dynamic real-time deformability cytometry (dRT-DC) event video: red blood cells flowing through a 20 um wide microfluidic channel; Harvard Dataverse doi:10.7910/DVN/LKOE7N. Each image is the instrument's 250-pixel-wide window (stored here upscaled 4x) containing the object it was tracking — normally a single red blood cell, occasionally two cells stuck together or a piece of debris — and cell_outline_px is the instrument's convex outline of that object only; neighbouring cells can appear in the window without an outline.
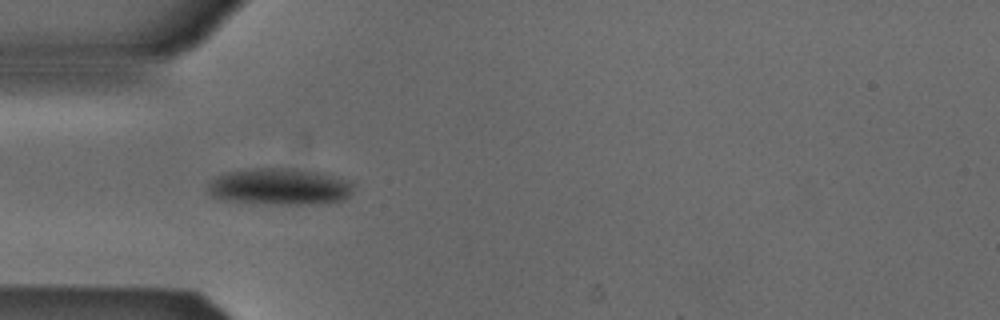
{"species": "Egyptian fruit bat (a non-hibernating species)", "species_latin": "Rousettus aegyptiacus", "temperature_condition": "cold", "stored_images_in_passage": 38, "camera_frame_rate_fps": 3000, "um_per_image_px": 0.085, "animal": {"sex": "male"}, "frame": {"image": 1, "passage_image": 1, "time_ms": 0.0, "image_size_px": [1000, 320], "cell_outline_px": [[356, 184], [352, 192], [344, 200], [320, 204], [264, 204], [224, 200], [212, 196], [204, 188], [208, 180], [224, 172], [252, 168], [288, 168], [324, 172], [348, 180]], "centroid_in_image_um": [23.75, 15.86], "position_along_channel_um": 61.3, "area_um2": 31.96}}
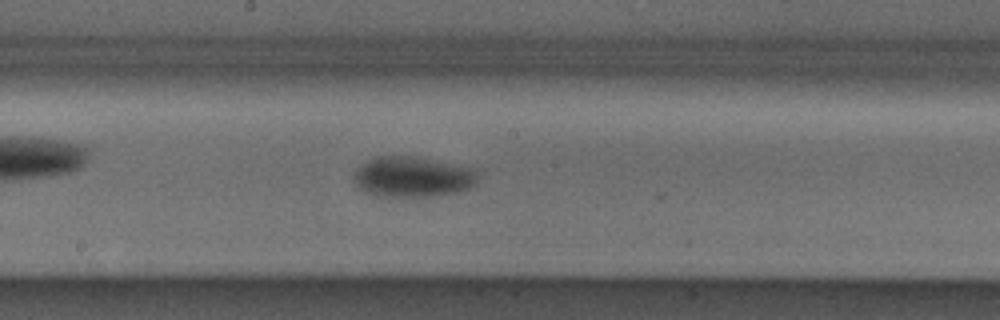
{"frame": {"image": 2, "passage_image": 13, "time_ms": 4.0, "image_size_px": [1000, 320], "cell_outline_px": [[484, 168], [476, 188], [456, 192], [432, 196], [376, 196], [364, 192], [352, 180], [352, 176], [356, 168], [360, 164], [376, 156], [412, 156]], "centroid_in_image_um": [35.21, 15.02], "position_along_channel_um": 213.0, "area_um2": 30.52}}
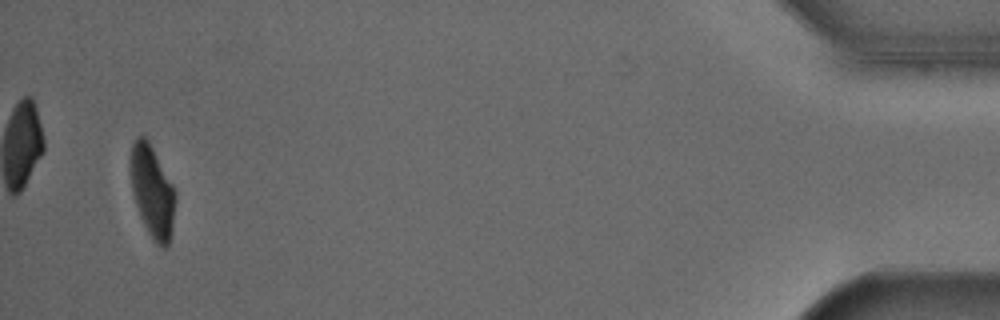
{"frame": {"image": 3, "passage_image": 36, "time_ms": 11.667, "image_size_px": [1000, 320], "cell_outline_px": [[176, 200], [172, 232], [168, 244], [164, 248], [160, 248], [156, 244], [148, 232], [140, 216], [132, 192], [128, 164], [128, 160], [132, 144], [136, 136], [144, 136], [148, 140], [172, 184], [176, 192]], "centroid_in_image_um": [12.92, 16.26], "position_along_channel_um": 422.3, "area_um2": 24.33}, "authors_computed_cell_mechanics": {"area_um2": 28.4665, "velocity_mm_per_s": 3.8514, "shape_relaxation_time_tau1_ms": 4.2606, "shape_relaxation_time_tau2_ms": null, "deformation_change_tau1": 0.1288, "deformation_change_tau2": null}}